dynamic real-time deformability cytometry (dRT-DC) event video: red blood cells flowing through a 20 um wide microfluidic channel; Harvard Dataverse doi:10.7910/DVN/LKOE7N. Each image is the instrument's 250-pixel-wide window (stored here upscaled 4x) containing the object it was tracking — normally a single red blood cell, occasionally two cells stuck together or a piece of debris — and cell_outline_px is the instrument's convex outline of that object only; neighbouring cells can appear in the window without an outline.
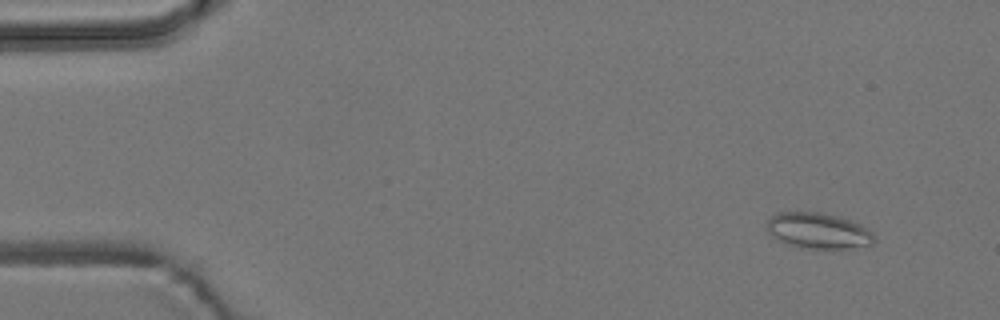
{"species": "common noctule bat (a hibernating species)", "species_latin": "Nyctalus noctula", "temperature_condition": "room temperature", "stored_images_in_passage": 5, "camera_frame_rate_fps": 3000, "um_per_image_px": 0.085, "animal": {"sex": "male", "body_mass_g": 19.2, "forearm_length_mm": 51.8}, "frame": {"image": 1, "passage_image": 2, "time_ms": 1.333, "image_size_px": [1000, 320], "cell_outline_px": [[872, 244], [848, 248], [800, 248], [776, 240], [768, 232], [768, 220], [776, 212], [820, 212], [840, 216], [852, 220], [860, 224], [872, 232]], "centroid_in_image_um": [69.52, 19.6], "position_along_channel_um": 15.5, "area_um2": 22.31}}